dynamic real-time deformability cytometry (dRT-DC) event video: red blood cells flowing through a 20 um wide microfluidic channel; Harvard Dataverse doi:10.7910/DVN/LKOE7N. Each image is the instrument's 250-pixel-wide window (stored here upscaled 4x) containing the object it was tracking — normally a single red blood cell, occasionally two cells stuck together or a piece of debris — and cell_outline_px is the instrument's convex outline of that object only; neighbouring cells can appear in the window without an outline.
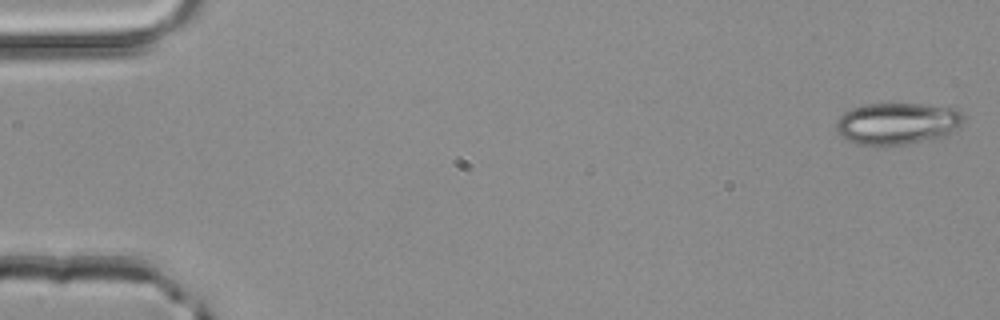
{"species": "common noctule bat (a hibernating species)", "species_latin": "Nyctalus noctula", "temperature_condition": "room temperature", "stored_images_in_passage": 4, "camera_frame_rate_fps": 3000, "um_per_image_px": 0.085, "animal": {"sex": "male", "body_mass_g": 20.4}, "frame": {"image": 1, "passage_image": 1, "time_ms": 0.0, "image_size_px": [1000, 320], "cell_outline_px": [[964, 124], [960, 128], [944, 136], [908, 144], [876, 148], [856, 144], [840, 136], [836, 128], [836, 124], [840, 116], [844, 112], [852, 108], [864, 104], [924, 104], [956, 108], [964, 116]], "centroid_in_image_um": [76.27, 10.53], "position_along_channel_um": 8.7, "area_um2": 31.79}}